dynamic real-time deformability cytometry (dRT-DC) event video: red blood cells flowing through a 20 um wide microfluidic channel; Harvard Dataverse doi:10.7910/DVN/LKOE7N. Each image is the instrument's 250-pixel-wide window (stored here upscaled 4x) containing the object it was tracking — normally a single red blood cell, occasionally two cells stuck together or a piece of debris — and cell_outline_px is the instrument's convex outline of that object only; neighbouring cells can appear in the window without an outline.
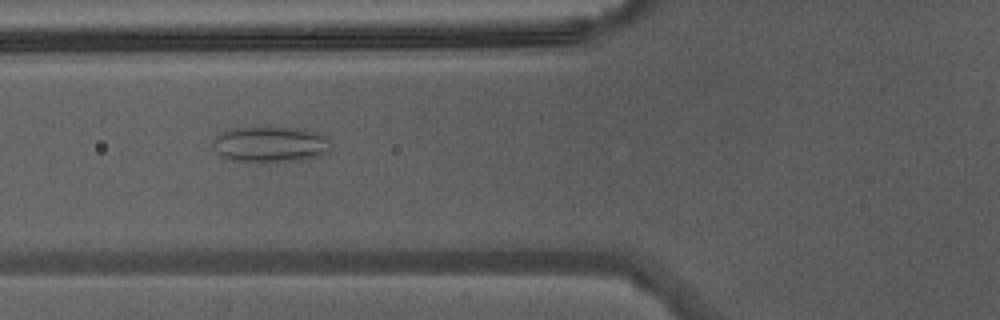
{"species": "Egyptian fruit bat (a non-hibernating species)", "species_latin": "Rousettus aegyptiacus", "temperature_condition": "warm", "stored_images_in_passage": 27, "camera_frame_rate_fps": 3000, "um_per_image_px": 0.085, "animal": {"sex": "male"}, "frame": {"image": 1, "passage_image": 5, "time_ms": 1.333, "image_size_px": [1000, 320], "cell_outline_px": [[332, 152], [320, 156], [296, 160], [232, 160], [220, 156], [212, 148], [212, 140], [220, 132], [232, 128], [264, 124], [300, 128], [320, 132], [328, 136], [332, 148]], "centroid_in_image_um": [23.01, 12.18], "position_along_channel_um": 102.8, "area_um2": 25.55}}
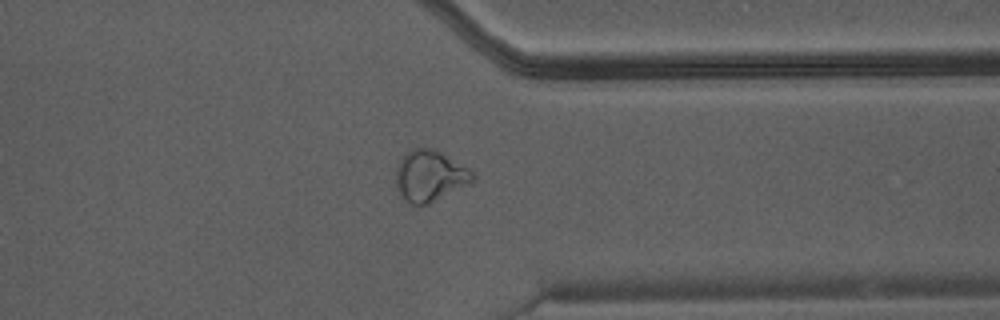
{"frame": {"image": 2, "passage_image": 23, "time_ms": 7.333, "image_size_px": [1000, 320], "cell_outline_px": [[476, 176], [472, 184], [420, 208], [404, 200], [396, 188], [396, 168], [400, 156], [416, 148], [436, 148], [468, 168]], "centroid_in_image_um": [36.54, 14.98], "position_along_channel_um": 374.9, "area_um2": 23.52}}